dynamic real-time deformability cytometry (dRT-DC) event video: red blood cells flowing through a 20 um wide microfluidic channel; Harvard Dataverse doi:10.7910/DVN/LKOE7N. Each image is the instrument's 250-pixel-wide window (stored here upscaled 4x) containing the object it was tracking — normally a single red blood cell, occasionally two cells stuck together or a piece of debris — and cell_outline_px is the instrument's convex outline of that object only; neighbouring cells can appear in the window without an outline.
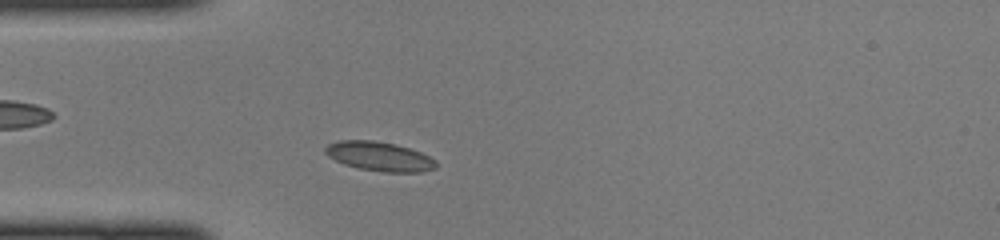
{"species": "common noctule bat (a hibernating species)", "species_latin": "Nyctalus noctula", "temperature_condition": "cold", "stored_images_in_passage": 40, "camera_frame_rate_fps": 3000, "um_per_image_px": 0.085, "animal": {"sex": "female", "body_mass_g": 22.0, "forearm_length_mm": 56.7}, "frame": {"image": 1, "passage_image": 6, "time_ms": 1.667, "image_size_px": [1000, 240], "cell_outline_px": [[436, 168], [424, 172], [384, 172], [360, 168], [344, 164], [328, 156], [324, 152], [324, 148], [328, 144], [336, 140], [372, 140], [396, 144], [420, 152], [436, 160]], "centroid_in_image_um": [32.24, 13.29], "position_along_channel_um": 52.8, "area_um2": 18.9}}
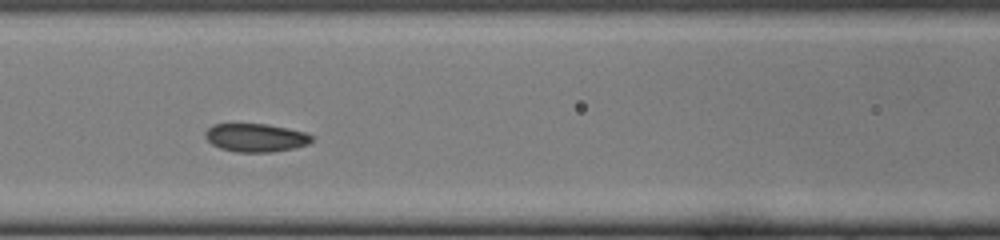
{"frame": {"image": 2, "passage_image": 13, "time_ms": 4.0, "image_size_px": [1000, 240], "cell_outline_px": [[312, 140], [308, 144], [292, 148], [272, 152], [236, 152], [220, 148], [212, 144], [204, 136], [204, 132], [212, 124], [268, 124], [288, 128], [304, 132], [312, 136]], "centroid_in_image_um": [21.71, 11.7], "position_along_channel_um": 144.9, "area_um2": 17.51}}
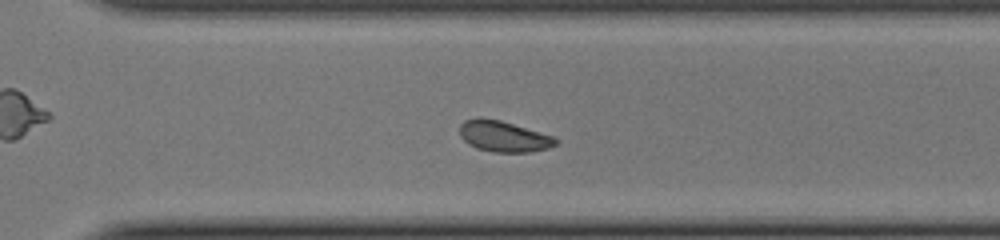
{"frame": {"image": 3, "passage_image": 26, "time_ms": 8.333, "image_size_px": [1000, 240], "cell_outline_px": [[560, 140], [556, 144], [548, 148], [528, 152], [492, 152], [476, 148], [468, 144], [460, 136], [460, 124], [464, 120], [476, 116], [484, 116], [500, 120], [552, 136]], "centroid_in_image_um": [42.75, 11.57], "position_along_channel_um": 327.8, "area_um2": 17.46}}